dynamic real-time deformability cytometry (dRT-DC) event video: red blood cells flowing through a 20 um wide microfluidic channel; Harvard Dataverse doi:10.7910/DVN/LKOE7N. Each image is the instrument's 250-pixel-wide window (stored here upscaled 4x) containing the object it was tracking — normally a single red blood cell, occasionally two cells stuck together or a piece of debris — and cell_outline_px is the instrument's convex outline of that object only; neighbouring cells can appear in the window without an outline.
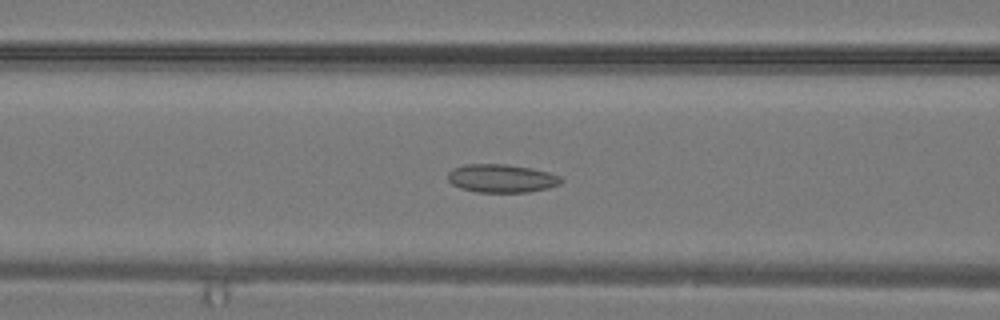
{"species": "common noctule bat (a hibernating species)", "species_latin": "Nyctalus noctula", "temperature_condition": "warm", "stored_images_in_passage": 27, "camera_frame_rate_fps": 3000, "um_per_image_px": 0.085, "animal": {"sex": "male", "body_mass_g": 19.2, "forearm_length_mm": 51.8}, "frame": {"image": 1, "passage_image": 8, "time_ms": 2.333, "image_size_px": [1000, 320], "cell_outline_px": [[564, 180], [560, 184], [548, 188], [528, 192], [476, 192], [460, 188], [452, 184], [448, 180], [448, 172], [452, 168], [468, 164], [508, 164], [548, 172], [560, 176]], "centroid_in_image_um": [42.62, 15.16], "position_along_channel_um": 124.0, "area_um2": 18.67}}
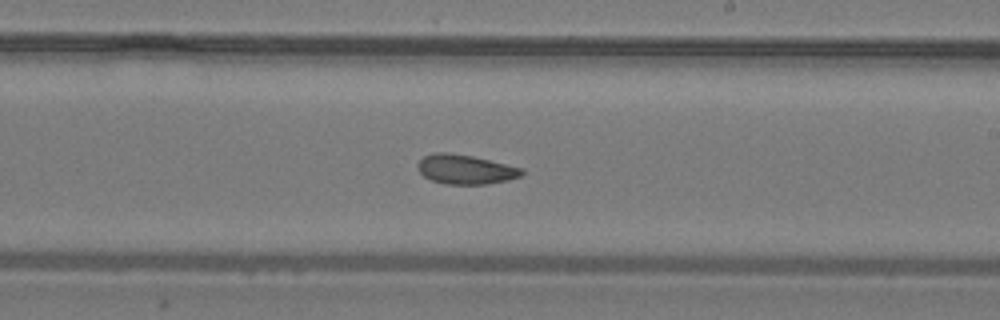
{"frame": {"image": 2, "passage_image": 14, "time_ms": 4.333, "image_size_px": [1000, 320], "cell_outline_px": [[524, 172], [520, 176], [508, 180], [488, 184], [444, 184], [432, 180], [424, 176], [416, 168], [416, 164], [424, 156], [436, 152], [448, 152], [472, 156], [524, 168]], "centroid_in_image_um": [39.55, 14.39], "position_along_channel_um": 249.4, "area_um2": 17.92}}
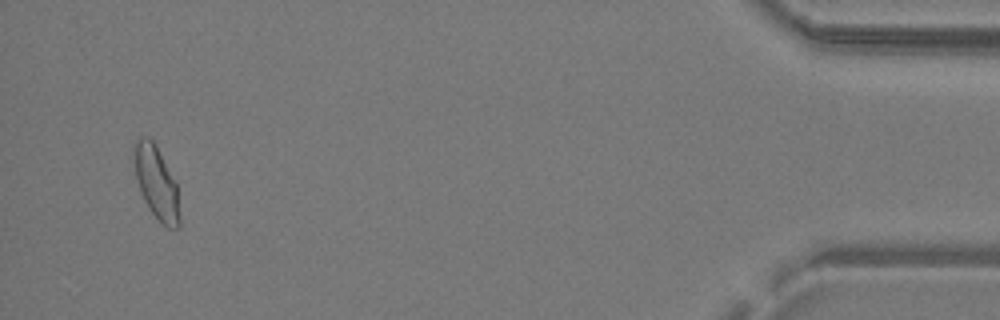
{"frame": {"image": 3, "passage_image": 26, "time_ms": 8.333, "image_size_px": [1000, 320], "cell_outline_px": [[180, 228], [168, 228], [160, 224], [148, 208], [140, 192], [136, 180], [132, 148], [132, 144], [140, 136], [148, 136], [152, 140], [176, 180], [180, 220]], "centroid_in_image_um": [13.27, 15.53], "position_along_channel_um": 421.9, "area_um2": 19.77}}